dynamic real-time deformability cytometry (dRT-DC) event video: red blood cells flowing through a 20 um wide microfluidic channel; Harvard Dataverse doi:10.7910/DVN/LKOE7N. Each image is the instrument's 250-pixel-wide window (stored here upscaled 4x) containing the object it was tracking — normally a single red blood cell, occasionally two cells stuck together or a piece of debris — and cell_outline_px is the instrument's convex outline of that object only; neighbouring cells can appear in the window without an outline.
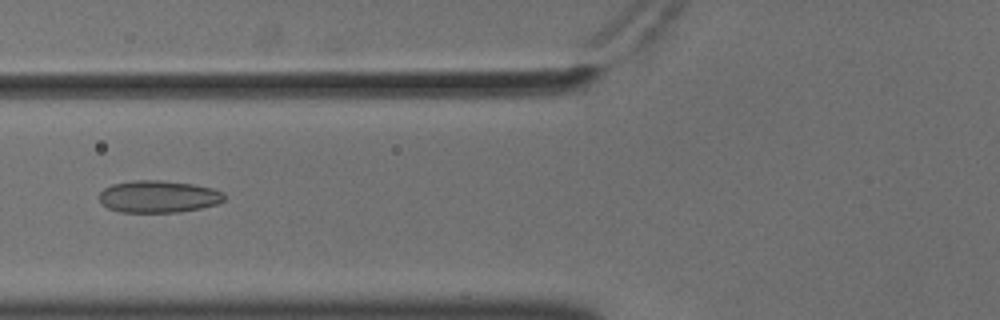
{"species": "common noctule bat (a hibernating species)", "species_latin": "Nyctalus noctula", "temperature_condition": "cold", "stored_images_in_passage": 56, "camera_frame_rate_fps": 3000, "um_per_image_px": 0.085, "animal": {"sex": "male", "body_mass_g": 18.8}, "frame": {"image": 1, "passage_image": 23, "time_ms": 7.333, "image_size_px": [1000, 320], "cell_outline_px": [[224, 200], [216, 204], [200, 208], [180, 212], [120, 212], [108, 208], [100, 200], [100, 192], [104, 188], [112, 184], [132, 180], [160, 180], [192, 184], [212, 188], [224, 192]], "centroid_in_image_um": [13.46, 16.7], "position_along_channel_um": 112.3, "area_um2": 23.35}}
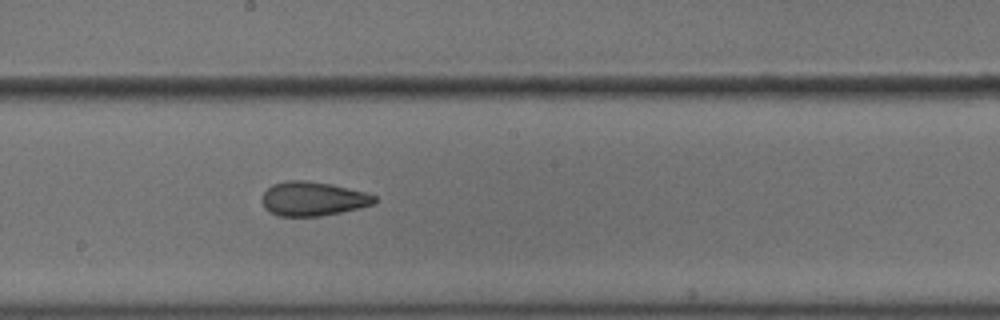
{"frame": {"image": 2, "passage_image": 32, "time_ms": 10.333, "image_size_px": [1000, 320], "cell_outline_px": [[376, 200], [372, 204], [360, 208], [320, 216], [280, 216], [264, 208], [260, 200], [264, 192], [272, 184], [288, 180], [304, 180], [332, 184], [364, 192], [376, 196]], "centroid_in_image_um": [26.56, 16.89], "position_along_channel_um": 221.6, "area_um2": 22.31}}
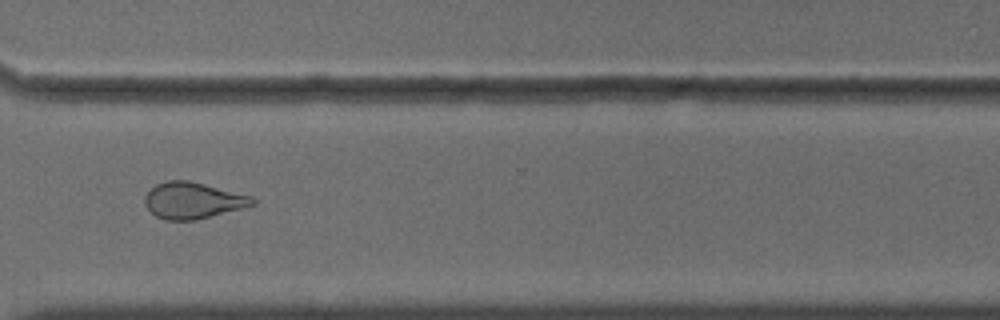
{"frame": {"image": 3, "passage_image": 43, "time_ms": 14.0, "image_size_px": [1000, 320], "cell_outline_px": [[256, 204], [244, 208], [196, 220], [164, 220], [156, 216], [144, 204], [144, 196], [156, 184], [168, 180], [188, 180], [252, 196], [256, 200]], "centroid_in_image_um": [16.4, 17.04], "position_along_channel_um": 354.2, "area_um2": 22.83}, "authors_computed_cell_mechanics": {"area_um2": 24.5939, "velocity_mm_per_s": 3.6265, "shape_relaxation_time_tau1_ms": null, "shape_relaxation_time_tau2_ms": 2.9269, "deformation_change_tau1": null, "deformation_change_tau2": 0.0893}}